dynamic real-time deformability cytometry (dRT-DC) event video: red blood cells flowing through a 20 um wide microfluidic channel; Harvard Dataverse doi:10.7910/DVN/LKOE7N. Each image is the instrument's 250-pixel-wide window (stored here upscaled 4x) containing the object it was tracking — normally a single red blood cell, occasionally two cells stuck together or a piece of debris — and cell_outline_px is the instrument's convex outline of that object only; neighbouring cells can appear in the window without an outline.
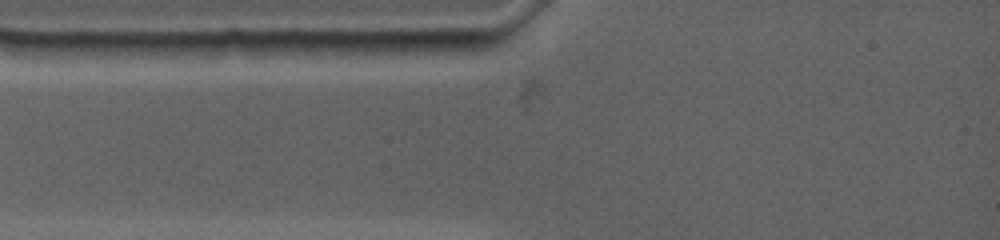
{"species": "common noctule bat (a hibernating species)", "species_latin": "Nyctalus noctula", "temperature_condition": "warm", "stored_images_in_passage": 1, "camera_frame_rate_fps": 4500, "um_per_image_px": 0.085, "animal": {"sex": "female", "body_mass_g": 19.0, "forearm_length_mm": 53.3}, "frame": {"image": 1, "passage_image": 1, "time_ms": 0.0, "image_size_px": [1000, 240], "cell_outline_px": [[356, 44], [348, 52], [336, 60], [280, 56], [272, 52], [260, 44], [260, 40], [352, 40]], "centroid_in_image_um": [26.32, 4.11], "position_along_channel_um": 58.7, "area_um2": 10.58}}